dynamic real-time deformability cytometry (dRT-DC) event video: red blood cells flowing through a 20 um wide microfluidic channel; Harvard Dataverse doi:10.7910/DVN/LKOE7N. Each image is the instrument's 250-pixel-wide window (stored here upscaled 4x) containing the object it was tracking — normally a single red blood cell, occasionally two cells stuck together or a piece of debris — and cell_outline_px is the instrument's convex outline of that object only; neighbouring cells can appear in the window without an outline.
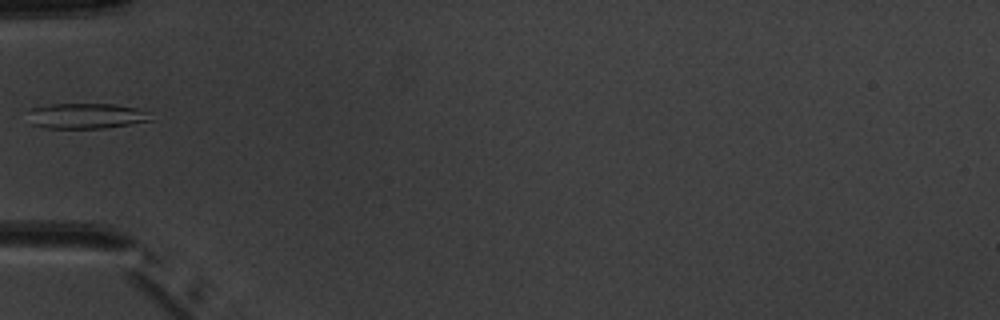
{"species": "common noctule bat (a hibernating species)", "species_latin": "Nyctalus noctula", "temperature_condition": "warm", "stored_images_in_passage": 6, "camera_frame_rate_fps": 3000, "um_per_image_px": 0.085, "animal": {"sex": "male", "body_mass_g": 20.1, "forearm_length_mm": 53.5}, "frame": {"image": 1, "passage_image": 5, "time_ms": 5.667, "image_size_px": [1000, 320], "cell_outline_px": [[152, 120], [104, 128], [44, 128], [32, 124], [28, 108], [48, 104], [116, 104], [136, 108], [152, 112]], "centroid_in_image_um": [7.34, 9.84], "position_along_channel_um": 77.7, "area_um2": 18.32}}